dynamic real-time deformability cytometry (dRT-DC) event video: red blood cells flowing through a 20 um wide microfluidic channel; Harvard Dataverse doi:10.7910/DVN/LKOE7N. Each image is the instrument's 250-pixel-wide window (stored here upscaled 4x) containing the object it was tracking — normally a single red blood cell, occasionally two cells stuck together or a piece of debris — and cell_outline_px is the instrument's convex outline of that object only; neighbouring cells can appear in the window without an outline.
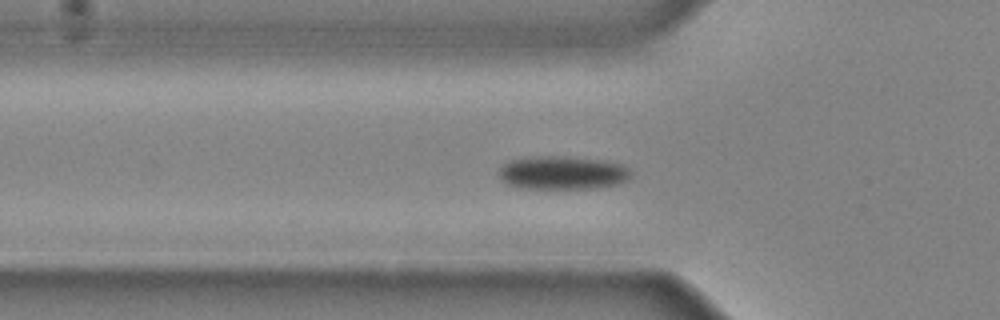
{"species": "common noctule bat (a hibernating species)", "species_latin": "Nyctalus noctula", "temperature_condition": "cold", "stored_images_in_passage": 31, "camera_frame_rate_fps": 3000, "um_per_image_px": 0.085, "animal": {"sex": "male", "body_mass_g": 20.4}, "frame": {"image": 1, "passage_image": 3, "time_ms": 0.667, "image_size_px": [1000, 320], "cell_outline_px": [[632, 176], [628, 180], [620, 184], [596, 188], [524, 188], [508, 184], [500, 176], [500, 168], [508, 160], [528, 156], [564, 156], [604, 160], [624, 164], [632, 172]], "centroid_in_image_um": [47.88, 14.67], "position_along_channel_um": 77.9, "area_um2": 25.95}}
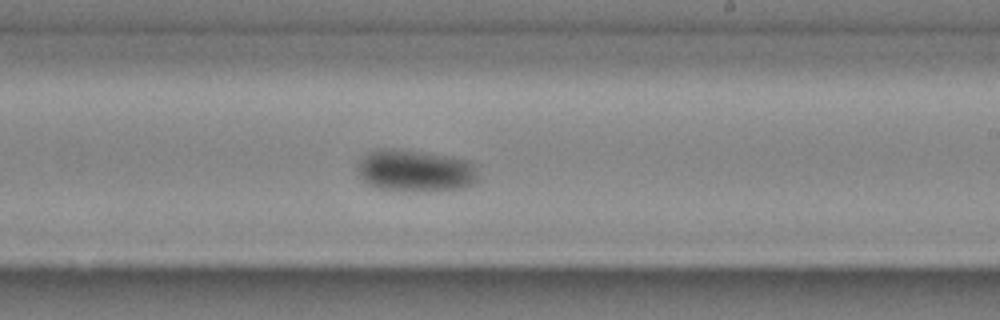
{"frame": {"image": 2, "passage_image": 15, "time_ms": 4.667, "image_size_px": [1000, 320], "cell_outline_px": [[480, 180], [476, 184], [460, 188], [380, 188], [368, 184], [360, 176], [356, 168], [360, 160], [368, 152], [376, 148], [396, 148], [448, 156], [464, 160], [476, 164]], "centroid_in_image_um": [35.32, 14.45], "position_along_channel_um": 253.7, "area_um2": 28.73}}
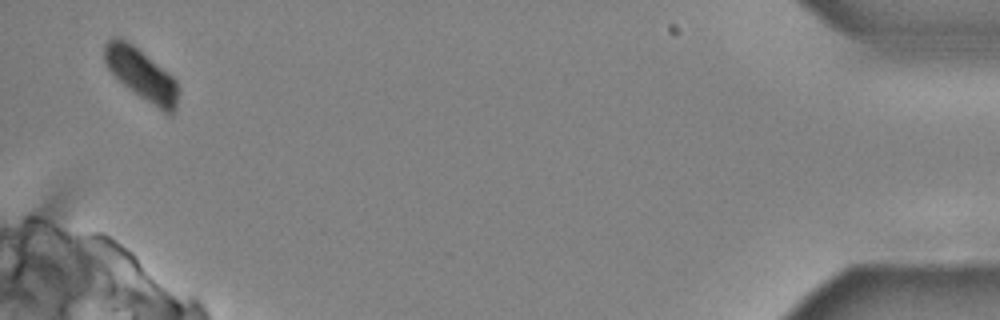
{"frame": {"image": 3, "passage_image": 31, "time_ms": 10.0, "image_size_px": [1000, 320], "cell_outline_px": [[176, 112], [164, 112], [128, 88], [108, 68], [104, 60], [104, 44], [112, 36], [120, 36], [128, 40], [172, 76], [176, 80]], "centroid_in_image_um": [11.96, 6.25], "position_along_channel_um": 423.2, "area_um2": 21.56}}